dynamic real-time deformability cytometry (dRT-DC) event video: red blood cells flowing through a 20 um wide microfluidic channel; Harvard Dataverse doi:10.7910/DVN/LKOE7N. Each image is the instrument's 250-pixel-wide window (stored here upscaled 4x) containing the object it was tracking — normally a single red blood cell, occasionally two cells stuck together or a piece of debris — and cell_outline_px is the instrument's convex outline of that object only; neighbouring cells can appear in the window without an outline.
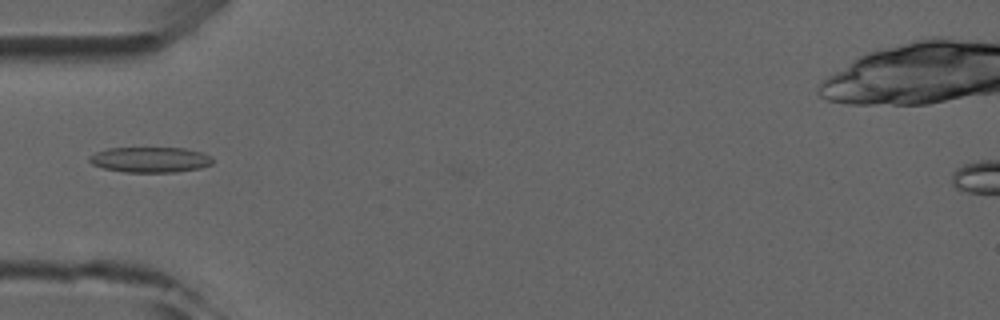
{"species": "common noctule bat (a hibernating species)", "species_latin": "Nyctalus noctula", "temperature_condition": "room temperature", "stored_images_in_passage": 4, "camera_frame_rate_fps": 3000, "um_per_image_px": 0.085, "animal": {"sex": "male", "forearm_length_mm": 52.5}, "frame": {"image": 1, "passage_image": 4, "time_ms": 4.333, "image_size_px": [1000, 320], "cell_outline_px": [[212, 164], [200, 168], [176, 172], [124, 172], [104, 168], [92, 164], [88, 160], [88, 156], [96, 152], [108, 148], [184, 148], [200, 152], [212, 156]], "centroid_in_image_um": [12.76, 13.57], "position_along_channel_um": 72.2, "area_um2": 18.26}}